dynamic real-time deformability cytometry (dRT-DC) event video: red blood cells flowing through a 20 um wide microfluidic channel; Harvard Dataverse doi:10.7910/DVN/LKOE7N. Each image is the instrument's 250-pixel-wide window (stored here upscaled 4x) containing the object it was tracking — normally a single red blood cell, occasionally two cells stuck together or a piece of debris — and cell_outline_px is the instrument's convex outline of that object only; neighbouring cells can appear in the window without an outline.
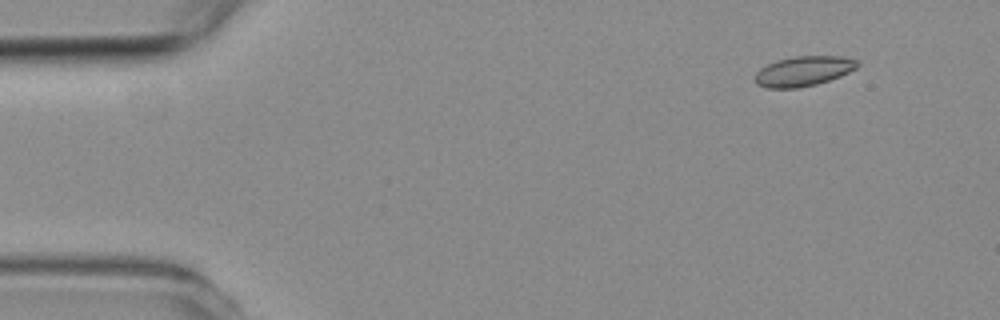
{"species": "common noctule bat (a hibernating species)", "species_latin": "Nyctalus noctula", "temperature_condition": "room temperature", "stored_images_in_passage": 4, "camera_frame_rate_fps": 3000, "um_per_image_px": 0.085, "animal": {"sex": "female", "body_mass_g": 19.3, "forearm_length_mm": 54.1}, "frame": {"image": 1, "passage_image": 1, "time_ms": 0.0, "image_size_px": [1000, 320], "cell_outline_px": [[860, 64], [856, 68], [840, 76], [816, 84], [796, 88], [768, 88], [756, 84], [756, 72], [760, 68], [776, 60], [796, 56], [840, 56], [856, 60]], "centroid_in_image_um": [68.28, 6.04], "position_along_channel_um": 16.7, "area_um2": 17.69}}
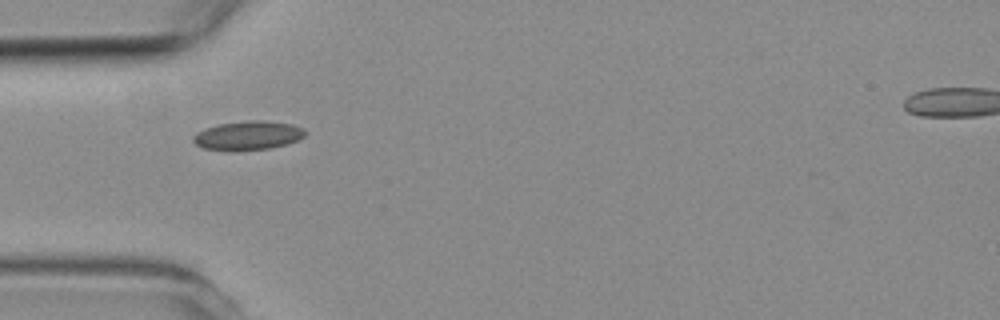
{"frame": {"image": 2, "passage_image": 4, "time_ms": 3.667, "image_size_px": [1000, 320], "cell_outline_px": [[304, 136], [288, 144], [272, 148], [236, 152], [228, 152], [204, 148], [196, 144], [192, 140], [192, 136], [196, 132], [204, 128], [220, 124], [252, 120], [264, 120], [292, 124], [304, 128]], "centroid_in_image_um": [21.04, 11.54], "position_along_channel_um": 64.0, "area_um2": 19.25}}